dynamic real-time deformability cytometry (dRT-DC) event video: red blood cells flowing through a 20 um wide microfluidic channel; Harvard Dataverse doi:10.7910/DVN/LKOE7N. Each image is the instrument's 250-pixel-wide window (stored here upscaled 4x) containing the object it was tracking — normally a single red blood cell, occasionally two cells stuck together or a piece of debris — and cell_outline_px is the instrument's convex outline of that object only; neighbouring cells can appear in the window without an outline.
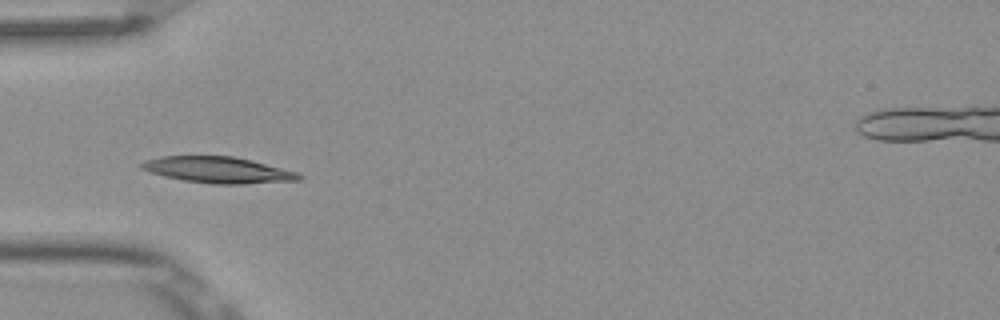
{"species": "Egyptian fruit bat (a non-hibernating species)", "species_latin": "Rousettus aegyptiacus", "temperature_condition": "room temperature", "stored_images_in_passage": 6, "camera_frame_rate_fps": 3000, "um_per_image_px": 0.085, "frame": {"image": 1, "passage_image": 2, "time_ms": 0.333, "image_size_px": [1000, 320], "cell_outline_px": [[304, 176], [300, 180], [244, 184], [212, 184], [184, 180], [164, 176], [140, 168], [140, 164], [144, 160], [160, 156], [232, 156], [252, 160], [296, 172]], "centroid_in_image_um": [18.53, 14.44], "position_along_channel_um": 66.5, "area_um2": 23.93}}
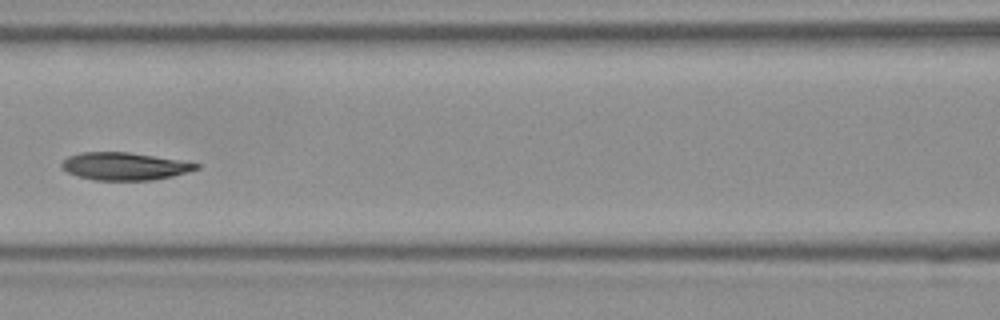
{"frame": {"image": 2, "passage_image": 4, "time_ms": 1.0, "image_size_px": [1000, 320], "cell_outline_px": [[200, 168], [188, 172], [172, 176], [152, 180], [96, 180], [80, 176], [68, 172], [60, 168], [60, 164], [68, 156], [80, 152], [128, 152], [200, 164]], "centroid_in_image_um": [10.55, 14.13], "position_along_channel_um": 156.1, "area_um2": 21.39}}
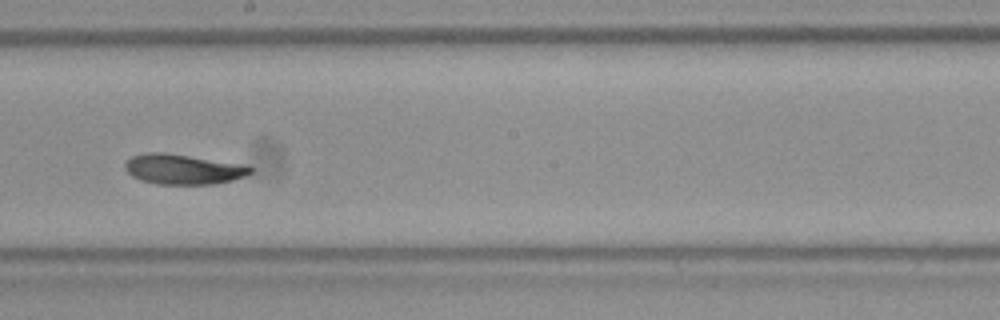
{"frame": {"image": 3, "passage_image": 6, "time_ms": 1.667, "image_size_px": [1000, 320], "cell_outline_px": [[252, 172], [244, 176], [232, 180], [216, 184], [160, 184], [140, 180], [132, 176], [124, 168], [124, 164], [132, 156], [148, 152], [164, 152], [248, 164], [252, 168]], "centroid_in_image_um": [15.6, 14.37], "position_along_channel_um": 232.6, "area_um2": 22.2}}